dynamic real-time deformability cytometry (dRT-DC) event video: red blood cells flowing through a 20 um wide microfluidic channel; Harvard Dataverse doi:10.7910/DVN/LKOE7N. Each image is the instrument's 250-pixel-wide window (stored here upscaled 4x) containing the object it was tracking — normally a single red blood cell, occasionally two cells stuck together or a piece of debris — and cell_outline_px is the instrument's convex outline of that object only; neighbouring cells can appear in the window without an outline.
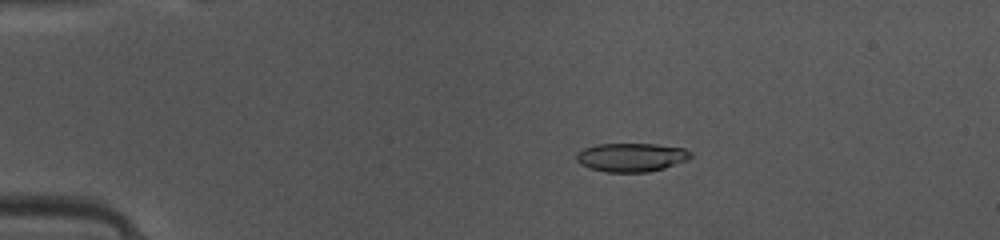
{"species": "common noctule bat (a hibernating species)", "species_latin": "Nyctalus noctula", "temperature_condition": "warm", "stored_images_in_passage": 49, "camera_frame_rate_fps": 3000, "um_per_image_px": 0.085, "animal": {"sex": "female", "body_mass_g": 10.0, "forearm_length_mm": 53.1}, "frame": {"image": 1, "passage_image": 10, "time_ms": 3.0, "image_size_px": [1000, 240], "cell_outline_px": [[692, 156], [688, 160], [664, 168], [648, 172], [604, 172], [588, 168], [580, 164], [576, 160], [576, 152], [584, 148], [596, 144], [652, 144], [684, 148], [692, 152]], "centroid_in_image_um": [53.64, 13.37], "position_along_channel_um": 31.4, "area_um2": 19.25}}
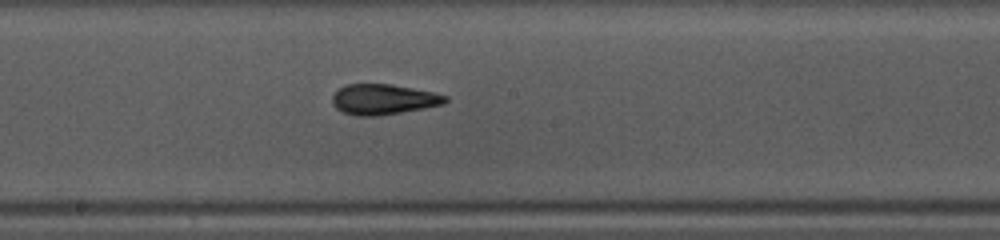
{"frame": {"image": 2, "passage_image": 27, "time_ms": 8.667, "image_size_px": [1000, 240], "cell_outline_px": [[448, 100], [444, 104], [424, 108], [380, 116], [356, 116], [344, 112], [336, 108], [332, 104], [332, 96], [336, 88], [344, 84], [392, 84], [432, 92], [448, 96]], "centroid_in_image_um": [32.55, 8.44], "position_along_channel_um": 215.7, "area_um2": 20.23}}
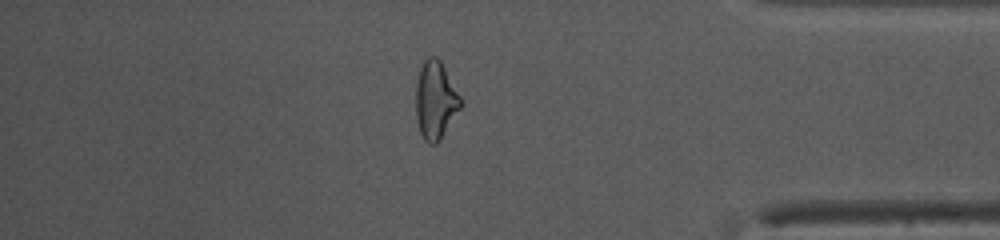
{"frame": {"image": 3, "passage_image": 42, "time_ms": 13.667, "image_size_px": [1000, 240], "cell_outline_px": [[460, 108], [440, 140], [436, 144], [428, 144], [424, 140], [420, 132], [416, 120], [416, 84], [420, 68], [424, 60], [428, 56], [436, 56], [440, 60], [460, 96]], "centroid_in_image_um": [36.98, 8.53], "position_along_channel_um": 398.2, "area_um2": 20.11}, "authors_computed_cell_mechanics": {"area_um2": 19.7676, "velocity_mm_per_s": 4.1332, "shape_relaxation_time_tau1_ms": 5.5956, "shape_relaxation_time_tau2_ms": 1.9712, "deformation_change_tau1": 0.1627, "deformation_change_tau2": 0.0981}}